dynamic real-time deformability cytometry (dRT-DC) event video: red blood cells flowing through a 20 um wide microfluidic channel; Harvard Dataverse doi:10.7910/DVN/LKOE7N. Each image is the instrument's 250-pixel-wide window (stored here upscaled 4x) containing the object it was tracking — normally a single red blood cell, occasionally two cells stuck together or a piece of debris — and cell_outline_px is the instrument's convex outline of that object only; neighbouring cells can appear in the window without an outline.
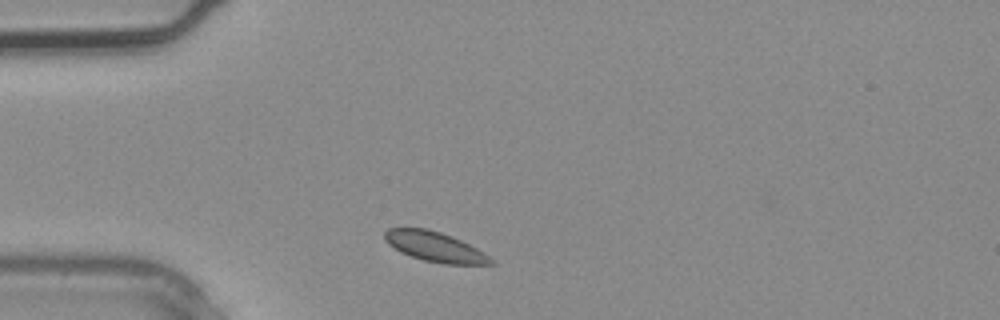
{"species": "common noctule bat (a hibernating species)", "species_latin": "Nyctalus noctula", "temperature_condition": "warm", "stored_images_in_passage": 1, "camera_frame_rate_fps": 3000, "um_per_image_px": 0.085, "animal": {"sex": "male", "body_mass_g": 20.4}, "frame": {"image": 1, "passage_image": 1, "time_ms": 0.0, "image_size_px": [1000, 320], "cell_outline_px": [[496, 264], [444, 264], [424, 260], [400, 252], [388, 244], [384, 240], [384, 232], [388, 228], [428, 228], [452, 236], [484, 252]], "centroid_in_image_um": [36.93, 20.96], "position_along_channel_um": 48.1, "area_um2": 18.38}}